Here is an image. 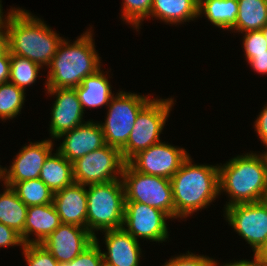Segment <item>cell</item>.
Masks as SVG:
<instances>
[{
	"instance_id": "4fadbf2b",
	"label": "cell",
	"mask_w": 267,
	"mask_h": 266,
	"mask_svg": "<svg viewBox=\"0 0 267 266\" xmlns=\"http://www.w3.org/2000/svg\"><path fill=\"white\" fill-rule=\"evenodd\" d=\"M56 98L51 108L50 137L57 140L62 134L84 124L85 114L75 88H46Z\"/></svg>"
},
{
	"instance_id": "3957f363",
	"label": "cell",
	"mask_w": 267,
	"mask_h": 266,
	"mask_svg": "<svg viewBox=\"0 0 267 266\" xmlns=\"http://www.w3.org/2000/svg\"><path fill=\"white\" fill-rule=\"evenodd\" d=\"M192 163L189 155L170 179L175 219H185L194 212L207 208L220 195L218 164Z\"/></svg>"
},
{
	"instance_id": "ab89813d",
	"label": "cell",
	"mask_w": 267,
	"mask_h": 266,
	"mask_svg": "<svg viewBox=\"0 0 267 266\" xmlns=\"http://www.w3.org/2000/svg\"><path fill=\"white\" fill-rule=\"evenodd\" d=\"M260 266H267V244L263 249L257 254Z\"/></svg>"
},
{
	"instance_id": "7402d4cb",
	"label": "cell",
	"mask_w": 267,
	"mask_h": 266,
	"mask_svg": "<svg viewBox=\"0 0 267 266\" xmlns=\"http://www.w3.org/2000/svg\"><path fill=\"white\" fill-rule=\"evenodd\" d=\"M45 159L39 179L53 192H58L74 183L72 162L57 150Z\"/></svg>"
},
{
	"instance_id": "484cf974",
	"label": "cell",
	"mask_w": 267,
	"mask_h": 266,
	"mask_svg": "<svg viewBox=\"0 0 267 266\" xmlns=\"http://www.w3.org/2000/svg\"><path fill=\"white\" fill-rule=\"evenodd\" d=\"M3 184L10 186L27 207L52 203L54 198V193L39 178Z\"/></svg>"
},
{
	"instance_id": "f1b7e54d",
	"label": "cell",
	"mask_w": 267,
	"mask_h": 266,
	"mask_svg": "<svg viewBox=\"0 0 267 266\" xmlns=\"http://www.w3.org/2000/svg\"><path fill=\"white\" fill-rule=\"evenodd\" d=\"M121 18L128 25L131 24L139 29L141 22L148 18L152 8L153 0H123Z\"/></svg>"
},
{
	"instance_id": "52a82bcc",
	"label": "cell",
	"mask_w": 267,
	"mask_h": 266,
	"mask_svg": "<svg viewBox=\"0 0 267 266\" xmlns=\"http://www.w3.org/2000/svg\"><path fill=\"white\" fill-rule=\"evenodd\" d=\"M122 181L125 201L150 205L165 212L172 220L175 219L170 179L137 172L125 163Z\"/></svg>"
},
{
	"instance_id": "4316f807",
	"label": "cell",
	"mask_w": 267,
	"mask_h": 266,
	"mask_svg": "<svg viewBox=\"0 0 267 266\" xmlns=\"http://www.w3.org/2000/svg\"><path fill=\"white\" fill-rule=\"evenodd\" d=\"M41 66L33 61L10 53V76L9 81L24 91L33 85L38 78Z\"/></svg>"
},
{
	"instance_id": "277c9868",
	"label": "cell",
	"mask_w": 267,
	"mask_h": 266,
	"mask_svg": "<svg viewBox=\"0 0 267 266\" xmlns=\"http://www.w3.org/2000/svg\"><path fill=\"white\" fill-rule=\"evenodd\" d=\"M92 31L87 29L73 43L65 38L60 42L47 67L46 88H76L101 68Z\"/></svg>"
},
{
	"instance_id": "7c38bea8",
	"label": "cell",
	"mask_w": 267,
	"mask_h": 266,
	"mask_svg": "<svg viewBox=\"0 0 267 266\" xmlns=\"http://www.w3.org/2000/svg\"><path fill=\"white\" fill-rule=\"evenodd\" d=\"M189 155L185 148L160 141L138 152L127 163L137 172L171 179Z\"/></svg>"
},
{
	"instance_id": "cb8c5ba5",
	"label": "cell",
	"mask_w": 267,
	"mask_h": 266,
	"mask_svg": "<svg viewBox=\"0 0 267 266\" xmlns=\"http://www.w3.org/2000/svg\"><path fill=\"white\" fill-rule=\"evenodd\" d=\"M238 0H199L198 15L216 27L231 31L238 15Z\"/></svg>"
},
{
	"instance_id": "2e32d148",
	"label": "cell",
	"mask_w": 267,
	"mask_h": 266,
	"mask_svg": "<svg viewBox=\"0 0 267 266\" xmlns=\"http://www.w3.org/2000/svg\"><path fill=\"white\" fill-rule=\"evenodd\" d=\"M64 140L57 151L69 162L102 148L106 145L99 122L87 121L82 125L62 134L58 139Z\"/></svg>"
},
{
	"instance_id": "e0dca14e",
	"label": "cell",
	"mask_w": 267,
	"mask_h": 266,
	"mask_svg": "<svg viewBox=\"0 0 267 266\" xmlns=\"http://www.w3.org/2000/svg\"><path fill=\"white\" fill-rule=\"evenodd\" d=\"M104 242L107 252H103L104 266H139L142 251L136 240L123 228L105 230Z\"/></svg>"
},
{
	"instance_id": "7a4b0ae2",
	"label": "cell",
	"mask_w": 267,
	"mask_h": 266,
	"mask_svg": "<svg viewBox=\"0 0 267 266\" xmlns=\"http://www.w3.org/2000/svg\"><path fill=\"white\" fill-rule=\"evenodd\" d=\"M219 194H228L225 207L267 199V153L248 152L218 165Z\"/></svg>"
},
{
	"instance_id": "d6a6232c",
	"label": "cell",
	"mask_w": 267,
	"mask_h": 266,
	"mask_svg": "<svg viewBox=\"0 0 267 266\" xmlns=\"http://www.w3.org/2000/svg\"><path fill=\"white\" fill-rule=\"evenodd\" d=\"M213 258L208 256L198 255L187 251L186 254H180L176 257H172L164 263L162 266H212Z\"/></svg>"
},
{
	"instance_id": "ba28073f",
	"label": "cell",
	"mask_w": 267,
	"mask_h": 266,
	"mask_svg": "<svg viewBox=\"0 0 267 266\" xmlns=\"http://www.w3.org/2000/svg\"><path fill=\"white\" fill-rule=\"evenodd\" d=\"M174 106L173 98H152L138 113L126 146L121 150L123 160L127 163L138 152L160 142V134Z\"/></svg>"
},
{
	"instance_id": "836d02e7",
	"label": "cell",
	"mask_w": 267,
	"mask_h": 266,
	"mask_svg": "<svg viewBox=\"0 0 267 266\" xmlns=\"http://www.w3.org/2000/svg\"><path fill=\"white\" fill-rule=\"evenodd\" d=\"M24 247L21 235L9 226L4 225L0 222V247H11V246Z\"/></svg>"
},
{
	"instance_id": "b9f144b4",
	"label": "cell",
	"mask_w": 267,
	"mask_h": 266,
	"mask_svg": "<svg viewBox=\"0 0 267 266\" xmlns=\"http://www.w3.org/2000/svg\"><path fill=\"white\" fill-rule=\"evenodd\" d=\"M0 181L4 182V176H3L2 170L0 171Z\"/></svg>"
},
{
	"instance_id": "f546056e",
	"label": "cell",
	"mask_w": 267,
	"mask_h": 266,
	"mask_svg": "<svg viewBox=\"0 0 267 266\" xmlns=\"http://www.w3.org/2000/svg\"><path fill=\"white\" fill-rule=\"evenodd\" d=\"M28 266H60L59 262L41 244H25L21 249Z\"/></svg>"
},
{
	"instance_id": "74e56055",
	"label": "cell",
	"mask_w": 267,
	"mask_h": 266,
	"mask_svg": "<svg viewBox=\"0 0 267 266\" xmlns=\"http://www.w3.org/2000/svg\"><path fill=\"white\" fill-rule=\"evenodd\" d=\"M253 261H248V260H239V261H234L233 263L230 261L229 263H224L222 265H219L217 260L213 259L212 266H260L259 259L256 254L253 255Z\"/></svg>"
},
{
	"instance_id": "4dcf8cb0",
	"label": "cell",
	"mask_w": 267,
	"mask_h": 266,
	"mask_svg": "<svg viewBox=\"0 0 267 266\" xmlns=\"http://www.w3.org/2000/svg\"><path fill=\"white\" fill-rule=\"evenodd\" d=\"M99 242V239L95 237V241L82 253L72 261L60 264V266H104L103 254Z\"/></svg>"
},
{
	"instance_id": "6da1fadb",
	"label": "cell",
	"mask_w": 267,
	"mask_h": 266,
	"mask_svg": "<svg viewBox=\"0 0 267 266\" xmlns=\"http://www.w3.org/2000/svg\"><path fill=\"white\" fill-rule=\"evenodd\" d=\"M3 14L2 10L0 21L8 35L10 53L48 67L63 38L28 10L11 7L5 18Z\"/></svg>"
},
{
	"instance_id": "8d00e7d4",
	"label": "cell",
	"mask_w": 267,
	"mask_h": 266,
	"mask_svg": "<svg viewBox=\"0 0 267 266\" xmlns=\"http://www.w3.org/2000/svg\"><path fill=\"white\" fill-rule=\"evenodd\" d=\"M10 76V51L9 49L0 57V84L7 83Z\"/></svg>"
},
{
	"instance_id": "d6986e66",
	"label": "cell",
	"mask_w": 267,
	"mask_h": 266,
	"mask_svg": "<svg viewBox=\"0 0 267 266\" xmlns=\"http://www.w3.org/2000/svg\"><path fill=\"white\" fill-rule=\"evenodd\" d=\"M53 203L28 206L24 226V244H41L61 225ZM34 234V238L30 235Z\"/></svg>"
},
{
	"instance_id": "f35d334b",
	"label": "cell",
	"mask_w": 267,
	"mask_h": 266,
	"mask_svg": "<svg viewBox=\"0 0 267 266\" xmlns=\"http://www.w3.org/2000/svg\"><path fill=\"white\" fill-rule=\"evenodd\" d=\"M8 35L0 21V57L8 50Z\"/></svg>"
},
{
	"instance_id": "9a60e30c",
	"label": "cell",
	"mask_w": 267,
	"mask_h": 266,
	"mask_svg": "<svg viewBox=\"0 0 267 266\" xmlns=\"http://www.w3.org/2000/svg\"><path fill=\"white\" fill-rule=\"evenodd\" d=\"M53 146L50 138L25 144L15 156L9 169L2 167L3 183H17L39 178L45 159L53 152Z\"/></svg>"
},
{
	"instance_id": "5bb4252c",
	"label": "cell",
	"mask_w": 267,
	"mask_h": 266,
	"mask_svg": "<svg viewBox=\"0 0 267 266\" xmlns=\"http://www.w3.org/2000/svg\"><path fill=\"white\" fill-rule=\"evenodd\" d=\"M95 241L87 228L61 224L41 243L51 255L64 264L72 261Z\"/></svg>"
},
{
	"instance_id": "44dd1931",
	"label": "cell",
	"mask_w": 267,
	"mask_h": 266,
	"mask_svg": "<svg viewBox=\"0 0 267 266\" xmlns=\"http://www.w3.org/2000/svg\"><path fill=\"white\" fill-rule=\"evenodd\" d=\"M199 0H153L150 17L165 24H183L198 19Z\"/></svg>"
},
{
	"instance_id": "ffe728a7",
	"label": "cell",
	"mask_w": 267,
	"mask_h": 266,
	"mask_svg": "<svg viewBox=\"0 0 267 266\" xmlns=\"http://www.w3.org/2000/svg\"><path fill=\"white\" fill-rule=\"evenodd\" d=\"M101 68L92 75L83 79L82 83L75 88L83 112L86 108H99L108 106L113 98L111 84L108 76Z\"/></svg>"
},
{
	"instance_id": "603a6c76",
	"label": "cell",
	"mask_w": 267,
	"mask_h": 266,
	"mask_svg": "<svg viewBox=\"0 0 267 266\" xmlns=\"http://www.w3.org/2000/svg\"><path fill=\"white\" fill-rule=\"evenodd\" d=\"M4 186L3 193H0V222L19 233L24 243V226L28 207L10 186Z\"/></svg>"
},
{
	"instance_id": "1f68e13d",
	"label": "cell",
	"mask_w": 267,
	"mask_h": 266,
	"mask_svg": "<svg viewBox=\"0 0 267 266\" xmlns=\"http://www.w3.org/2000/svg\"><path fill=\"white\" fill-rule=\"evenodd\" d=\"M244 55L247 62L256 54L267 53L266 39L261 30L246 31L242 33Z\"/></svg>"
},
{
	"instance_id": "8992f818",
	"label": "cell",
	"mask_w": 267,
	"mask_h": 266,
	"mask_svg": "<svg viewBox=\"0 0 267 266\" xmlns=\"http://www.w3.org/2000/svg\"><path fill=\"white\" fill-rule=\"evenodd\" d=\"M147 95L119 91L107 106V116L100 123L105 143L120 151L126 146L129 135L134 128L138 113L151 101Z\"/></svg>"
},
{
	"instance_id": "7bdbcfd3",
	"label": "cell",
	"mask_w": 267,
	"mask_h": 266,
	"mask_svg": "<svg viewBox=\"0 0 267 266\" xmlns=\"http://www.w3.org/2000/svg\"><path fill=\"white\" fill-rule=\"evenodd\" d=\"M2 0H0V14H1V11L3 10L2 8V3H1Z\"/></svg>"
},
{
	"instance_id": "d4e9b609",
	"label": "cell",
	"mask_w": 267,
	"mask_h": 266,
	"mask_svg": "<svg viewBox=\"0 0 267 266\" xmlns=\"http://www.w3.org/2000/svg\"><path fill=\"white\" fill-rule=\"evenodd\" d=\"M238 15L233 32L261 30L267 24V0H238Z\"/></svg>"
},
{
	"instance_id": "e575fe53",
	"label": "cell",
	"mask_w": 267,
	"mask_h": 266,
	"mask_svg": "<svg viewBox=\"0 0 267 266\" xmlns=\"http://www.w3.org/2000/svg\"><path fill=\"white\" fill-rule=\"evenodd\" d=\"M254 128L260 138L261 143L266 146L265 148H267V104H265L256 118L254 122ZM264 153H267V150L264 151Z\"/></svg>"
},
{
	"instance_id": "ac0fdd59",
	"label": "cell",
	"mask_w": 267,
	"mask_h": 266,
	"mask_svg": "<svg viewBox=\"0 0 267 266\" xmlns=\"http://www.w3.org/2000/svg\"><path fill=\"white\" fill-rule=\"evenodd\" d=\"M85 185L73 183L55 192L53 205L62 224L87 228V194Z\"/></svg>"
},
{
	"instance_id": "9c48e42d",
	"label": "cell",
	"mask_w": 267,
	"mask_h": 266,
	"mask_svg": "<svg viewBox=\"0 0 267 266\" xmlns=\"http://www.w3.org/2000/svg\"><path fill=\"white\" fill-rule=\"evenodd\" d=\"M125 163L121 151L106 144L72 162L74 183L88 186L122 179Z\"/></svg>"
},
{
	"instance_id": "d590c367",
	"label": "cell",
	"mask_w": 267,
	"mask_h": 266,
	"mask_svg": "<svg viewBox=\"0 0 267 266\" xmlns=\"http://www.w3.org/2000/svg\"><path fill=\"white\" fill-rule=\"evenodd\" d=\"M248 64L258 74L267 75V53L256 54L248 61Z\"/></svg>"
},
{
	"instance_id": "5b68a950",
	"label": "cell",
	"mask_w": 267,
	"mask_h": 266,
	"mask_svg": "<svg viewBox=\"0 0 267 266\" xmlns=\"http://www.w3.org/2000/svg\"><path fill=\"white\" fill-rule=\"evenodd\" d=\"M87 229L96 237L95 231L119 229L123 226L125 189L122 179L107 183L88 185Z\"/></svg>"
},
{
	"instance_id": "8fae6325",
	"label": "cell",
	"mask_w": 267,
	"mask_h": 266,
	"mask_svg": "<svg viewBox=\"0 0 267 266\" xmlns=\"http://www.w3.org/2000/svg\"><path fill=\"white\" fill-rule=\"evenodd\" d=\"M171 218L162 210L139 202L125 201L122 228L136 240L164 242L169 237L166 220Z\"/></svg>"
},
{
	"instance_id": "30bf717a",
	"label": "cell",
	"mask_w": 267,
	"mask_h": 266,
	"mask_svg": "<svg viewBox=\"0 0 267 266\" xmlns=\"http://www.w3.org/2000/svg\"><path fill=\"white\" fill-rule=\"evenodd\" d=\"M228 224L258 254L267 244V199L224 207Z\"/></svg>"
},
{
	"instance_id": "60d3db41",
	"label": "cell",
	"mask_w": 267,
	"mask_h": 266,
	"mask_svg": "<svg viewBox=\"0 0 267 266\" xmlns=\"http://www.w3.org/2000/svg\"><path fill=\"white\" fill-rule=\"evenodd\" d=\"M261 31H262L265 39H266V45H267V24H266V26L264 28L261 29Z\"/></svg>"
},
{
	"instance_id": "83f0119b",
	"label": "cell",
	"mask_w": 267,
	"mask_h": 266,
	"mask_svg": "<svg viewBox=\"0 0 267 266\" xmlns=\"http://www.w3.org/2000/svg\"><path fill=\"white\" fill-rule=\"evenodd\" d=\"M25 91L10 82L0 84V120L6 121L21 114Z\"/></svg>"
}]
</instances>
